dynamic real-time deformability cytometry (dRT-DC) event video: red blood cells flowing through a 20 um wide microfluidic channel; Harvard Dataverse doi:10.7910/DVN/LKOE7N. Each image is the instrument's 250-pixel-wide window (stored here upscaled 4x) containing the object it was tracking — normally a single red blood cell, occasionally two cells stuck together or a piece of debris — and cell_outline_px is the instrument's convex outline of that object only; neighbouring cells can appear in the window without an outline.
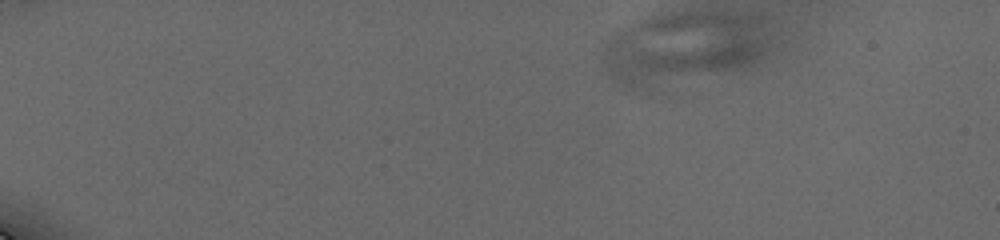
{"species": "human", "species_latin": "Homo sapiens", "temperature_condition": "cold", "stored_images_in_passage": 41, "camera_frame_rate_fps": 3000, "um_per_image_px": 0.085, "donor": {"sex": "male"}, "frame": {"image": 1, "passage_image": 1, "time_ms": 0.0, "image_size_px": [1000, 240], "cell_outline_px": [[768, 48], [764, 52], [752, 60], [740, 64], [644, 92], [624, 92], [616, 88], [604, 72], [604, 40], [612, 32], [620, 28], [648, 16], [672, 12], [696, 12], [748, 16], [760, 24], [764, 28], [768, 40]], "centroid_in_image_um": [57.74, 4.11], "position_along_channel_um": 27.3, "area_um2": 69.71}}
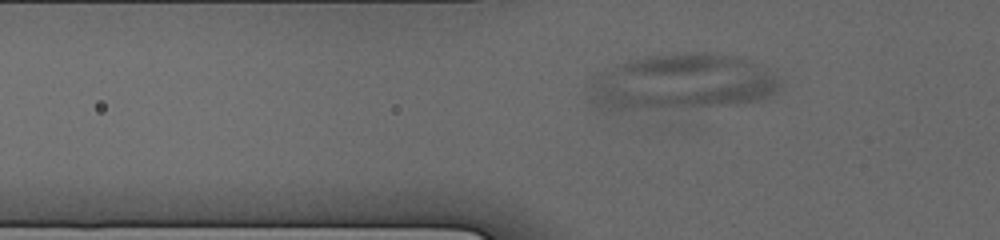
{"frame": {"image": 2, "passage_image": 13, "time_ms": 4.333, "image_size_px": [1000, 240], "cell_outline_px": [[780, 88], [776, 92], [768, 96], [756, 100], [728, 104], [616, 112], [608, 112], [592, 108], [588, 104], [588, 100], [592, 80], [596, 72], [604, 68], [632, 60], [652, 56], [692, 52], [704, 52], [752, 60], [760, 64], [780, 76]], "centroid_in_image_um": [57.84, 7.02], "position_along_channel_um": 68.0, "area_um2": 63.41}}